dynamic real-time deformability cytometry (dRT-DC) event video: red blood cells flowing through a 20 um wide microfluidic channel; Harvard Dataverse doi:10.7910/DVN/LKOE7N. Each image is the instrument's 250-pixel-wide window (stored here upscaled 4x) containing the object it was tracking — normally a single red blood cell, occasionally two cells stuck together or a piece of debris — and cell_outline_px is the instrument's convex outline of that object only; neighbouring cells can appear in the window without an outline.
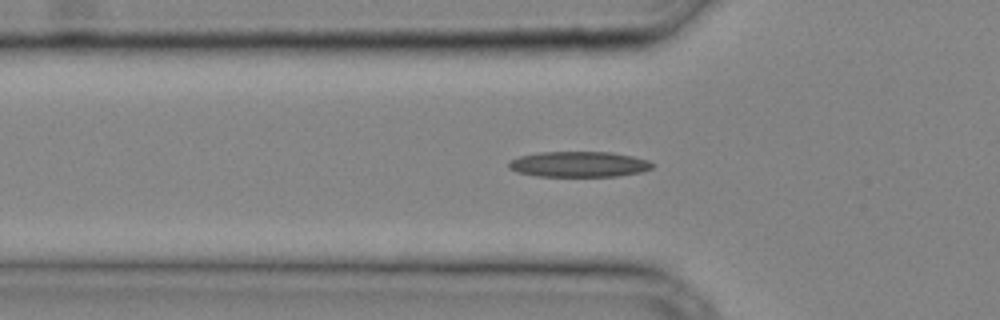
{"species": "common noctule bat (a hibernating species)", "species_latin": "Nyctalus noctula", "temperature_condition": "cold", "stored_images_in_passage": 25, "camera_frame_rate_fps": 3000, "um_per_image_px": 0.085, "animal": {"sex": "male", "body_mass_g": 20.4}, "frame": {"image": 1, "passage_image": 4, "time_ms": 1.0, "image_size_px": [1000, 320], "cell_outline_px": [[652, 168], [640, 172], [616, 176], [536, 176], [516, 172], [508, 168], [508, 160], [520, 156], [540, 152], [612, 152], [632, 156], [648, 160], [652, 164]], "centroid_in_image_um": [49.15, 13.96], "position_along_channel_um": 76.7, "area_um2": 21.39}}
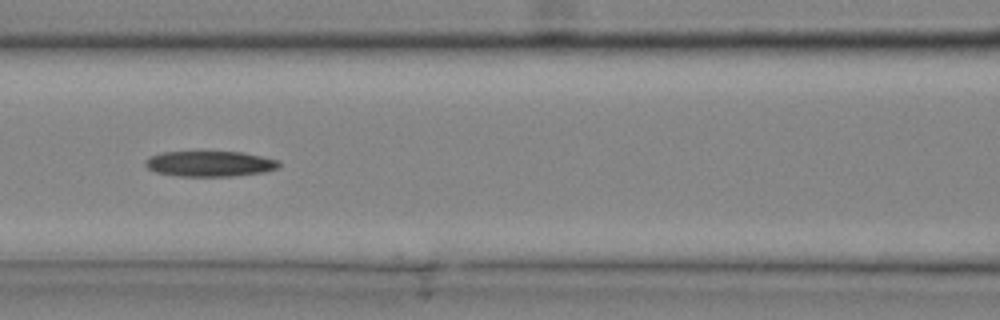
{"frame": {"image": 2, "passage_image": 8, "time_ms": 2.333, "image_size_px": [1000, 320], "cell_outline_px": [[280, 168], [264, 172], [232, 176], [176, 176], [156, 172], [148, 168], [144, 164], [144, 160], [148, 156], [160, 152], [244, 152], [280, 160]], "centroid_in_image_um": [17.84, 13.91], "position_along_channel_um": 148.8, "area_um2": 20.11}}